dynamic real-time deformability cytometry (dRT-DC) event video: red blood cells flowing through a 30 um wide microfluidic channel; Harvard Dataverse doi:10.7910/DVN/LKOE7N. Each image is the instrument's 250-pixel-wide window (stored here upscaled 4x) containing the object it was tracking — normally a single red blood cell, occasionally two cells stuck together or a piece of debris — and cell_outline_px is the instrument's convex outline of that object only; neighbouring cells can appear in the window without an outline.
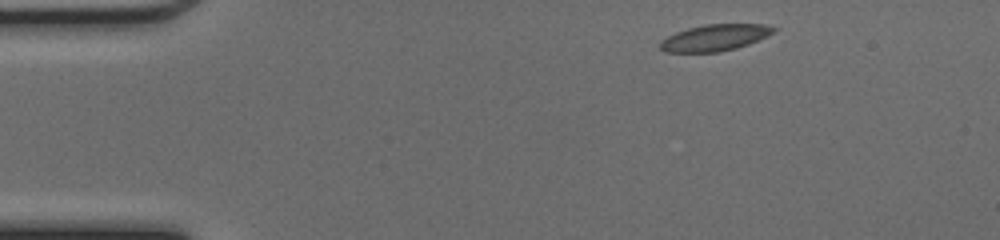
{"species": "common noctule bat (a hibernating species)", "species_latin": "Nyctalus noctula", "temperature_condition": "cold", "stored_images_in_passage": 35, "camera_frame_rate_fps": 3000, "um_per_image_px": 0.085, "animal": {"sex": "female", "body_mass_g": 17.0, "forearm_length_mm": 48.0}, "frame": {"image": 1, "passage_image": 1, "time_ms": 0.0, "image_size_px": [1000, 240], "cell_outline_px": [[772, 28], [768, 32], [744, 44], [732, 48], [712, 52], [672, 52], [660, 48], [660, 44], [664, 40], [680, 32], [696, 28], [716, 24], [752, 24]], "centroid_in_image_um": [60.63, 3.22], "position_along_channel_um": 24.4, "area_um2": 15.43}}
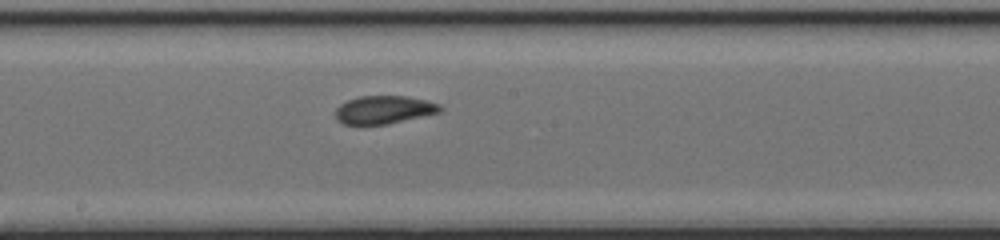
{"frame": {"image": 2, "passage_image": 20, "time_ms": 6.333, "image_size_px": [1000, 240], "cell_outline_px": [[440, 108], [436, 112], [380, 124], [348, 124], [340, 120], [340, 108], [344, 104], [352, 100], [372, 96], [396, 96], [416, 100], [432, 104]], "centroid_in_image_um": [32.58, 9.34], "position_along_channel_um": 215.6, "area_um2": 14.8}}
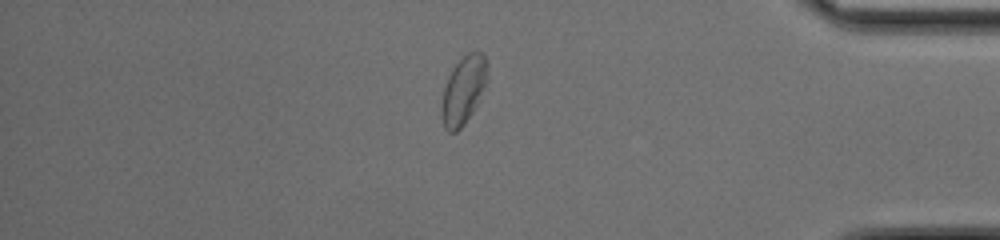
{"frame": {"image": 3, "passage_image": 35, "time_ms": 11.333, "image_size_px": [1000, 240], "cell_outline_px": [[480, 84], [468, 112], [464, 120], [452, 132], [444, 120], [444, 96], [452, 72], [460, 64]], "centroid_in_image_um": [39.02, 8.23], "position_along_channel_um": 396.2, "area_um2": 10.58}, "authors_computed_cell_mechanics": {"area_um2": 14.5078, "velocity_mm_per_s": 4.2465, "shape_relaxation_time_tau1_ms": 8.3111, "shape_relaxation_time_tau2_ms": 2.4512, "deformation_change_tau1": 0.1674, "deformation_change_tau2": 0.0872}}